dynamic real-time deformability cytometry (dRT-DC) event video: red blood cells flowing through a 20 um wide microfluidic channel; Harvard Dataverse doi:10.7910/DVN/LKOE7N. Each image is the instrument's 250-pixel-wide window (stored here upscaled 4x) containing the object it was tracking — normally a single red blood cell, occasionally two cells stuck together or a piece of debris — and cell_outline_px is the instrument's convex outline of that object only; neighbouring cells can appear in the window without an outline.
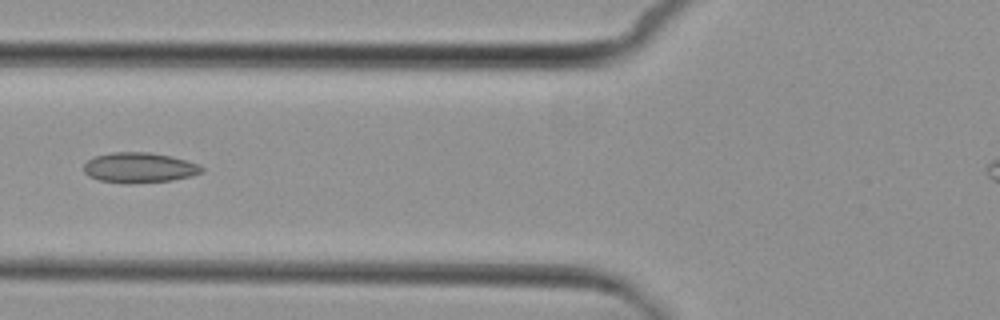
{"species": "common noctule bat (a hibernating species)", "species_latin": "Nyctalus noctula", "temperature_condition": "cold", "stored_images_in_passage": 7, "camera_frame_rate_fps": 3000, "um_per_image_px": 0.085, "animal": {"sex": "female", "body_mass_g": 29.2, "forearm_length_mm": 56.3}, "frame": {"image": 1, "passage_image": 6, "time_ms": 6.0, "image_size_px": [1000, 320], "cell_outline_px": [[204, 172], [192, 176], [172, 180], [132, 184], [128, 184], [100, 180], [88, 176], [84, 172], [84, 164], [88, 160], [96, 156], [112, 152], [148, 152], [172, 156], [200, 164], [204, 168]], "centroid_in_image_um": [11.88, 14.25], "position_along_channel_um": 113.9, "area_um2": 20.98}}
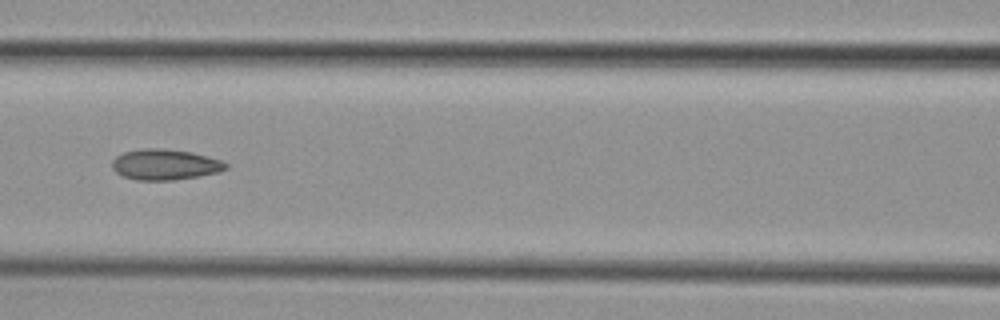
{"frame": {"image": 2, "passage_image": 7, "time_ms": 7.0, "image_size_px": [1000, 320], "cell_outline_px": [[228, 168], [220, 172], [200, 176], [172, 180], [136, 180], [124, 176], [116, 172], [112, 168], [112, 160], [116, 156], [124, 152], [140, 148], [160, 148], [192, 152], [220, 160], [228, 164]], "centroid_in_image_um": [14.02, 13.98], "position_along_channel_um": 152.6, "area_um2": 20.4}}